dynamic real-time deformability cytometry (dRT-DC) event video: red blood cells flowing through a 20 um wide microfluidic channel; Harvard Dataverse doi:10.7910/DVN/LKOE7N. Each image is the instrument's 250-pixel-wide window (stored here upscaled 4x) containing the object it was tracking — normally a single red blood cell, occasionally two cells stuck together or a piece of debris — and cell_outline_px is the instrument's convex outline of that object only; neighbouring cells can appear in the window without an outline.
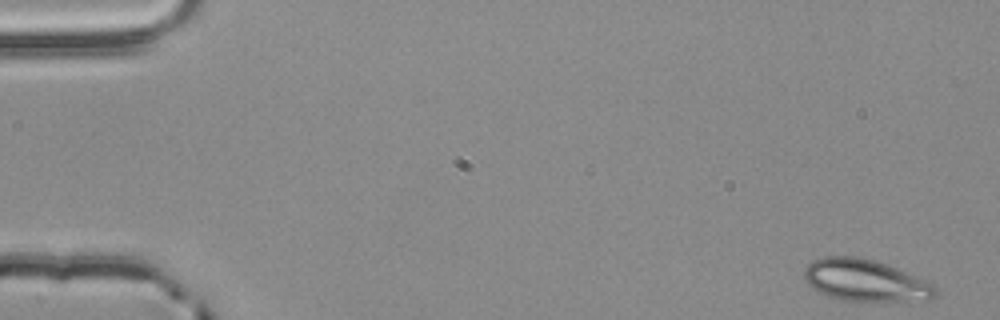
{"species": "common noctule bat (a hibernating species)", "species_latin": "Nyctalus noctula", "temperature_condition": "room temperature", "stored_images_in_passage": 4, "camera_frame_rate_fps": 3000, "um_per_image_px": 0.085, "animal": {"sex": "male", "body_mass_g": 20.4}, "frame": {"image": 1, "passage_image": 1, "time_ms": 0.0, "image_size_px": [1000, 320], "cell_outline_px": [[936, 296], [928, 300], [836, 300], [812, 288], [804, 280], [804, 268], [812, 260], [824, 256], [856, 256], [872, 260], [896, 268], [916, 276], [932, 284], [936, 288]], "centroid_in_image_um": [73.49, 23.82], "position_along_channel_um": 11.5, "area_um2": 31.67}}